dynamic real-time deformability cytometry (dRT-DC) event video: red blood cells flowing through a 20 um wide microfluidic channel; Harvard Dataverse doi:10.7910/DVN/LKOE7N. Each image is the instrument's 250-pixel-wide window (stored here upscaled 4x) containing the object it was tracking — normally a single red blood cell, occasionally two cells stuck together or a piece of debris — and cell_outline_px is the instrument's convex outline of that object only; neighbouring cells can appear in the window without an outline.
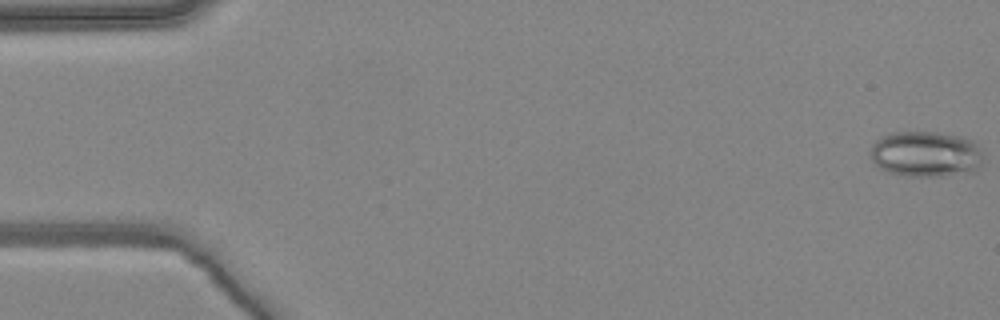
{"species": "common noctule bat (a hibernating species)", "species_latin": "Nyctalus noctula", "temperature_condition": "warm", "stored_images_in_passage": 5, "camera_frame_rate_fps": 3000, "um_per_image_px": 0.085, "animal": {"sex": "female", "body_mass_g": 24.6, "forearm_length_mm": 56.2}, "frame": {"image": 1, "passage_image": 1, "time_ms": 0.0, "image_size_px": [1000, 320], "cell_outline_px": [[980, 164], [976, 172], [940, 176], [904, 176], [888, 172], [880, 168], [872, 160], [872, 144], [880, 136], [892, 132], [936, 132], [960, 136], [976, 140], [980, 152]], "centroid_in_image_um": [78.7, 13.09], "position_along_channel_um": 6.3, "area_um2": 30.23}}